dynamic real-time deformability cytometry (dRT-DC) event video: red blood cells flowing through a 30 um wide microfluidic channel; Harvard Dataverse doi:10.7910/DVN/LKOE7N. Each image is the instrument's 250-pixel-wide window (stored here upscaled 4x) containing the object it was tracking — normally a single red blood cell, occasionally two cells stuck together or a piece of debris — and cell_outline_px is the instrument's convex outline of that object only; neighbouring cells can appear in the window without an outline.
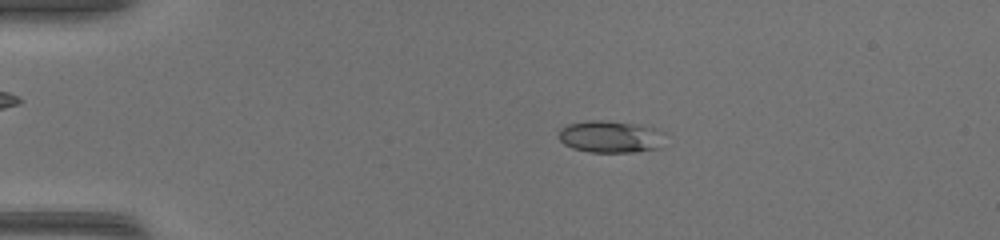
{"species": "common noctule bat (a hibernating species)", "species_latin": "Nyctalus noctula", "temperature_condition": "warm", "stored_images_in_passage": 49, "camera_frame_rate_fps": 3000, "um_per_image_px": 0.085, "animal": {"sex": "female", "body_mass_g": 17.0, "forearm_length_mm": 48.0}, "frame": {"image": 1, "passage_image": 11, "time_ms": 3.333, "image_size_px": [1000, 240], "cell_outline_px": [[664, 148], [636, 152], [588, 152], [572, 148], [564, 144], [560, 140], [560, 128], [568, 124], [588, 120], [604, 120], [640, 124], [664, 132]], "centroid_in_image_um": [51.94, 11.63], "position_along_channel_um": 33.1, "area_um2": 20.23}}
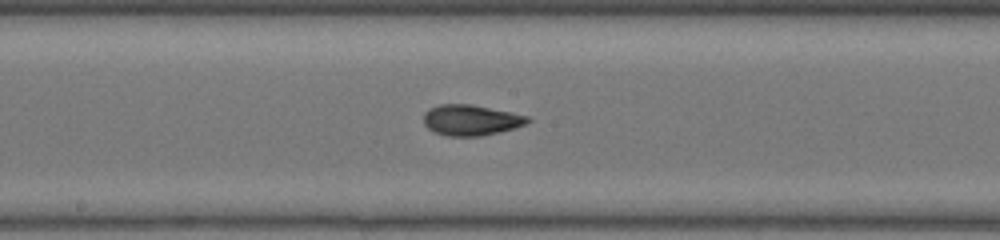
{"frame": {"image": 2, "passage_image": 27, "time_ms": 8.667, "image_size_px": [1000, 240], "cell_outline_px": [[532, 120], [524, 124], [500, 132], [480, 136], [448, 136], [436, 132], [428, 128], [424, 124], [424, 112], [428, 108], [440, 104], [472, 104], [528, 116]], "centroid_in_image_um": [40.0, 10.2], "position_along_channel_um": 208.2, "area_um2": 18.5}}
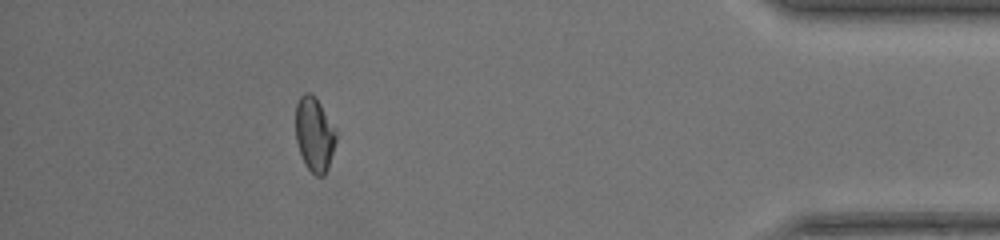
{"frame": {"image": 3, "passage_image": 44, "time_ms": 14.333, "image_size_px": [1000, 240], "cell_outline_px": [[336, 140], [328, 168], [324, 176], [316, 176], [304, 164], [296, 140], [296, 104], [300, 96], [304, 92], [308, 92], [316, 96], [336, 128]], "centroid_in_image_um": [26.73, 11.39], "position_along_channel_um": 408.5, "area_um2": 17.69}, "authors_computed_cell_mechanics": {"area_um2": 18.4382, "velocity_mm_per_s": 4.3953, "shape_relaxation_time_tau1_ms": 5.0776, "shape_relaxation_time_tau2_ms": 1.5312, "deformation_change_tau1": 0.1637, "deformation_change_tau2": 0.0645}}